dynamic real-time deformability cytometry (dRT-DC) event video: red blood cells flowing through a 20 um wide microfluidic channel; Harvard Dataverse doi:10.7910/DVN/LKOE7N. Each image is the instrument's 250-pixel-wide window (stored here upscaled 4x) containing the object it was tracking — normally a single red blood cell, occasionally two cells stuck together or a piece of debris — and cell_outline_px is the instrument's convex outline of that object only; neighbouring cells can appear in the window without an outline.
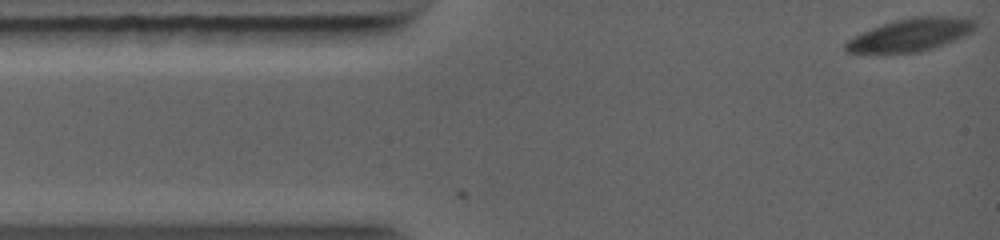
{"species": "common noctule bat (a hibernating species)", "species_latin": "Nyctalus noctula", "temperature_condition": "warm", "stored_images_in_passage": 2, "camera_frame_rate_fps": 5000, "um_per_image_px": 0.085, "animal": {"sex": "female", "body_mass_g": 19.0, "forearm_length_mm": 56.7}, "frame": {"image": 1, "passage_image": 1, "time_ms": 0.0, "image_size_px": [1000, 240], "cell_outline_px": [[976, 28], [972, 32], [944, 44], [920, 52], [848, 52], [844, 48], [844, 44], [852, 36], [872, 28], [896, 20], [912, 16], [948, 16], [972, 20], [976, 24]], "centroid_in_image_um": [77.4, 2.95], "position_along_channel_um": 7.6, "area_um2": 24.28}}